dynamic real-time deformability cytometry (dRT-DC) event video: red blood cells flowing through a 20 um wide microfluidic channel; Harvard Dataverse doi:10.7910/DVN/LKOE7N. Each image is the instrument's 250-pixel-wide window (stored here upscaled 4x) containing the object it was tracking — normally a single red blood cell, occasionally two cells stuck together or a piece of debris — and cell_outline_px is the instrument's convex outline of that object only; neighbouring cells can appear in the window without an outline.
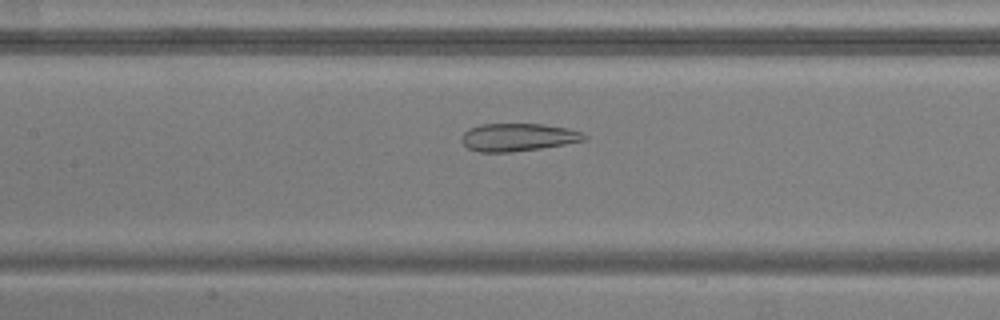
{"species": "common noctule bat (a hibernating species)", "species_latin": "Nyctalus noctula", "temperature_condition": "warm", "stored_images_in_passage": 48, "camera_frame_rate_fps": 3000, "um_per_image_px": 0.085, "animal": {"sex": "male", "body_mass_g": 20.5, "forearm_length_mm": 52.5}, "frame": {"image": 1, "passage_image": 19, "time_ms": 6.0, "image_size_px": [1000, 320], "cell_outline_px": [[588, 140], [540, 148], [508, 152], [480, 152], [468, 148], [460, 140], [460, 136], [468, 128], [480, 124], [544, 124], [568, 128], [580, 132], [588, 136]], "centroid_in_image_um": [44.01, 11.66], "position_along_channel_um": 163.4, "area_um2": 19.94}}
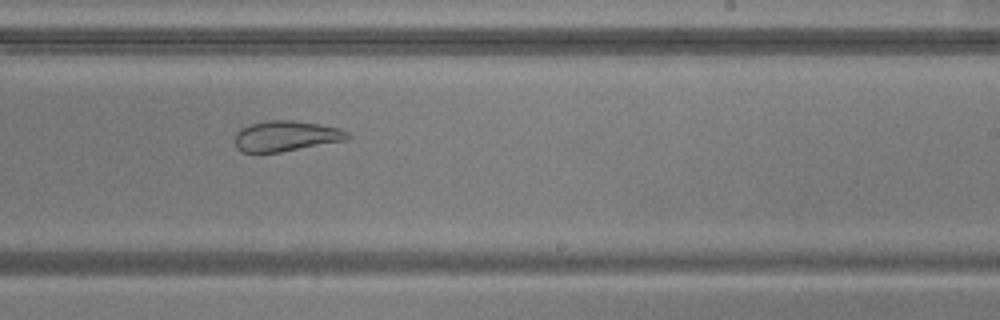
{"frame": {"image": 2, "passage_image": 27, "time_ms": 8.667, "image_size_px": [1000, 320], "cell_outline_px": [[352, 136], [348, 140], [280, 152], [240, 152], [236, 148], [236, 132], [240, 128], [248, 124], [268, 120], [292, 120], [320, 124], [340, 128], [348, 132]], "centroid_in_image_um": [24.33, 11.56], "position_along_channel_um": 264.7, "area_um2": 20.23}}
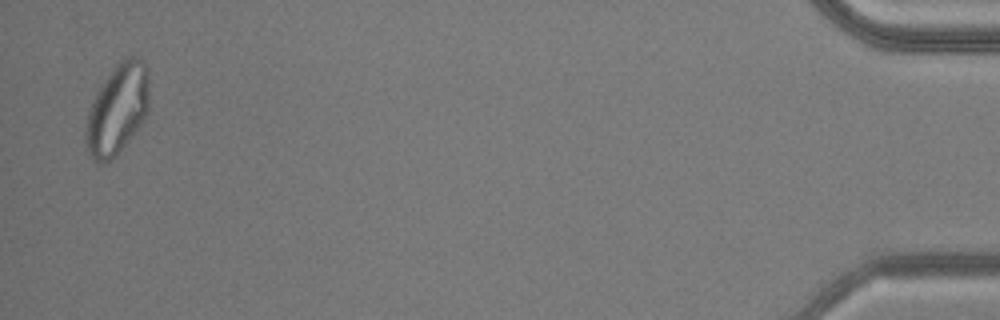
{"frame": {"image": 3, "passage_image": 47, "time_ms": 15.333, "image_size_px": [1000, 320], "cell_outline_px": [[148, 112], [144, 120], [116, 156], [100, 164], [92, 156], [88, 148], [84, 136], [84, 128], [88, 112], [92, 100], [96, 92], [104, 80], [116, 64], [124, 56], [132, 56], [144, 60], [148, 72]], "centroid_in_image_um": [9.98, 9.25], "position_along_channel_um": 425.2, "area_um2": 33.35}, "authors_computed_cell_mechanics": {"area_um2": 28.2931, "velocity_mm_per_s": 3.8207, "shape_relaxation_time_tau1_ms": null, "shape_relaxation_time_tau2_ms": 1.8346, "deformation_change_tau1": null, "deformation_change_tau2": 0.1061}}